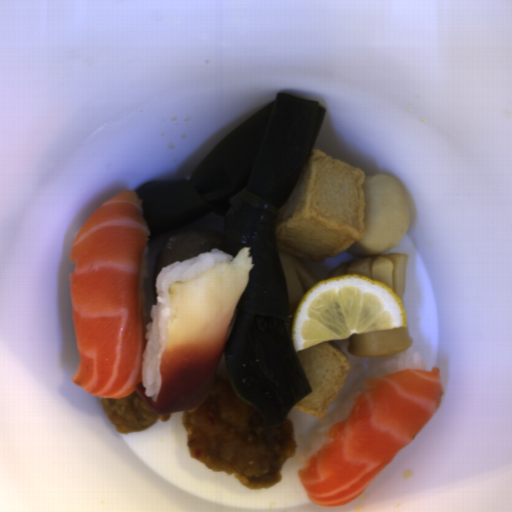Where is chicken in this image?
I'll return each instance as SVG.
<instances>
[{
	"mask_svg": "<svg viewBox=\"0 0 512 512\" xmlns=\"http://www.w3.org/2000/svg\"><path fill=\"white\" fill-rule=\"evenodd\" d=\"M102 407L119 434L141 432L158 420L167 422L171 412L156 414L134 391L119 398H101Z\"/></svg>",
	"mask_w": 512,
	"mask_h": 512,
	"instance_id": "52989762",
	"label": "chicken"
},
{
	"mask_svg": "<svg viewBox=\"0 0 512 512\" xmlns=\"http://www.w3.org/2000/svg\"><path fill=\"white\" fill-rule=\"evenodd\" d=\"M181 424L190 457L213 472L234 474L249 490L280 483L283 463L299 451L290 420L266 426L259 410L220 376L201 403L184 409Z\"/></svg>",
	"mask_w": 512,
	"mask_h": 512,
	"instance_id": "ae283196",
	"label": "chicken"
}]
</instances>
